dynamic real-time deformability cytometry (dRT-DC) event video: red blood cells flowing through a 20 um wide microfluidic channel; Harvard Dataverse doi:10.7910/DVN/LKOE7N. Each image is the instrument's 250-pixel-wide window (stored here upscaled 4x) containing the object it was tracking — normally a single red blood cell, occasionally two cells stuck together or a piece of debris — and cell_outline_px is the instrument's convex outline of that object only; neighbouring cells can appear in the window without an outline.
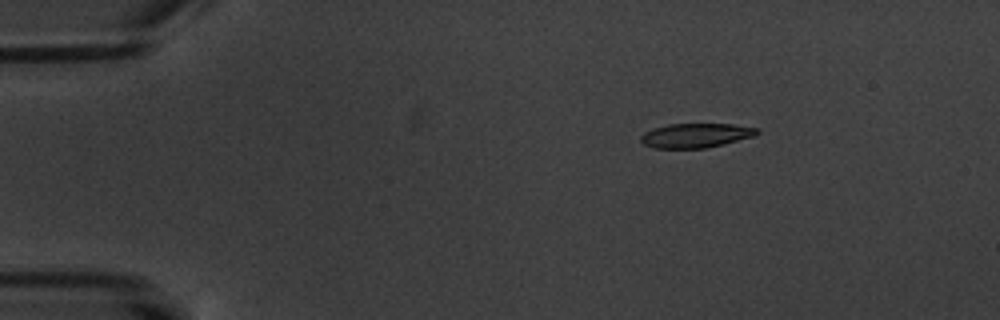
{"species": "common noctule bat (a hibernating species)", "species_latin": "Nyctalus noctula", "temperature_condition": "warm", "stored_images_in_passage": 12, "camera_frame_rate_fps": 3000, "um_per_image_px": 0.085, "animal": {"sex": "male", "body_mass_g": 20.1, "forearm_length_mm": 53.5}, "frame": {"image": 1, "passage_image": 3, "time_ms": 2.333, "image_size_px": [1000, 320], "cell_outline_px": [[760, 132], [756, 136], [704, 148], [656, 148], [644, 144], [640, 140], [640, 136], [644, 132], [652, 128], [668, 124], [732, 124], [760, 128]], "centroid_in_image_um": [59.15, 11.5], "position_along_channel_um": 25.8, "area_um2": 16.53}}
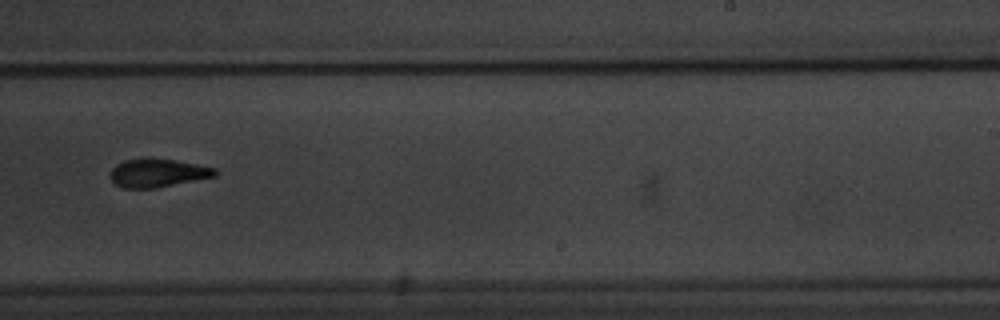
{"frame": {"image": 2, "passage_image": 10, "time_ms": 11.667, "image_size_px": [1000, 320], "cell_outline_px": [[220, 172], [216, 176], [156, 188], [124, 188], [116, 184], [108, 176], [108, 172], [116, 164], [124, 160], [144, 156], [148, 156], [176, 160], [216, 168]], "centroid_in_image_um": [13.37, 14.67], "position_along_channel_um": 275.6, "area_um2": 17.86}}